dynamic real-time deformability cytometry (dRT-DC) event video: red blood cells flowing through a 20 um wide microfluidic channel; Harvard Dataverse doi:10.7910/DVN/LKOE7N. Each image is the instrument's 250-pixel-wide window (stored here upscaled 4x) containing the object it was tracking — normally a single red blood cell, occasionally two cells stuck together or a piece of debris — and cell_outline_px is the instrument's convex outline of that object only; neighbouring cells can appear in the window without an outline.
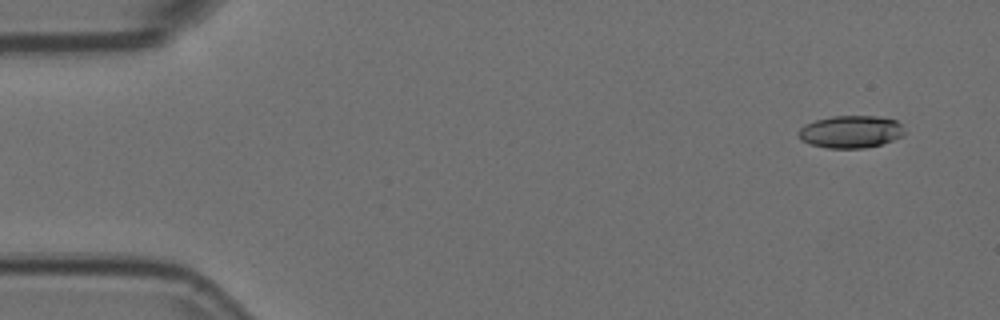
{"species": "Egyptian fruit bat (a non-hibernating species)", "species_latin": "Rousettus aegyptiacus", "temperature_condition": "room temperature", "stored_images_in_passage": 5, "segment_of_instrument_passage": [2, 2], "camera_frame_rate_fps": 3000, "um_per_image_px": 0.085, "animal": {"sex": "female"}, "frame": {"image": 1, "passage_image": 5, "time_ms": 1.333, "image_size_px": [1000, 320], "cell_outline_px": [[904, 136], [880, 144], [864, 148], [828, 148], [812, 144], [800, 140], [796, 136], [796, 132], [804, 124], [816, 120], [832, 116], [876, 116], [896, 120], [900, 124], [904, 132]], "centroid_in_image_um": [72.27, 11.19], "position_along_channel_um": 12.7, "area_um2": 20.06}}